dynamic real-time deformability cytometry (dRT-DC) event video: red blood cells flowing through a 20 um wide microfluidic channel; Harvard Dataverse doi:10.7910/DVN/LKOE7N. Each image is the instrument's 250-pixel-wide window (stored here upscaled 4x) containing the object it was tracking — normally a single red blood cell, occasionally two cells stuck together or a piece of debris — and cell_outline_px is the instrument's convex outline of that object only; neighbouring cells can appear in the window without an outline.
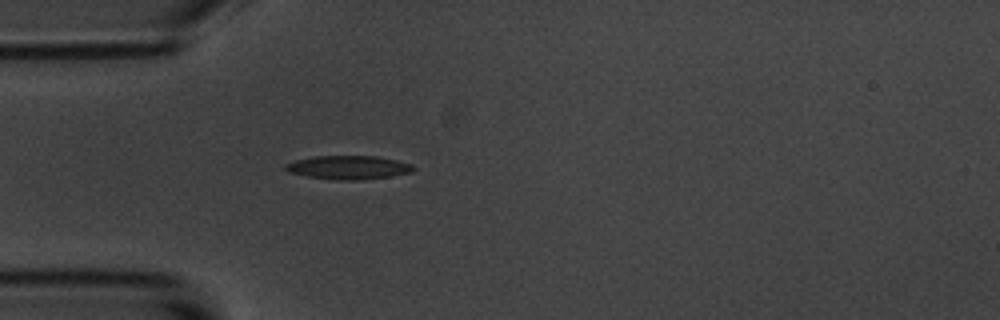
{"species": "common noctule bat (a hibernating species)", "species_latin": "Nyctalus noctula", "temperature_condition": "room temperature", "stored_images_in_passage": 41, "camera_frame_rate_fps": 3000, "um_per_image_px": 0.085, "animal": {"sex": "male", "body_mass_g": 20.1, "forearm_length_mm": 53.5}, "frame": {"image": 1, "passage_image": 1, "time_ms": 0.0, "image_size_px": [1000, 320], "cell_outline_px": [[416, 168], [412, 172], [388, 176], [360, 180], [336, 180], [308, 176], [288, 172], [284, 168], [284, 164], [296, 160], [312, 156], [376, 156], [396, 160], [412, 164]], "centroid_in_image_um": [29.6, 14.23], "position_along_channel_um": 55.4, "area_um2": 17.57}}
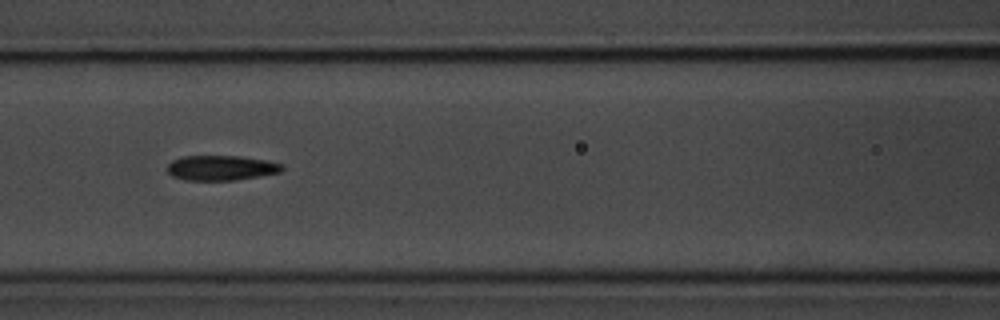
{"frame": {"image": 2, "passage_image": 9, "time_ms": 2.667, "image_size_px": [1000, 320], "cell_outline_px": [[284, 168], [280, 172], [236, 180], [184, 180], [172, 176], [168, 172], [168, 164], [172, 160], [184, 156], [240, 156], [268, 160], [280, 164]], "centroid_in_image_um": [18.78, 14.27], "position_along_channel_um": 147.8, "area_um2": 16.65}}
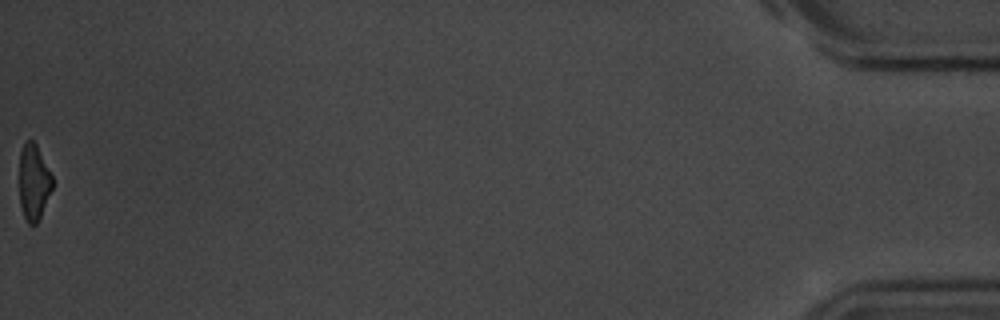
{"frame": {"image": 3, "passage_image": 41, "time_ms": 13.333, "image_size_px": [1000, 320], "cell_outline_px": [[52, 188], [40, 216], [36, 224], [28, 224], [24, 216], [20, 204], [20, 152], [24, 144], [28, 140], [32, 140], [36, 144], [52, 176]], "centroid_in_image_um": [2.86, 15.49], "position_along_channel_um": 432.3, "area_um2": 14.22}, "authors_computed_cell_mechanics": {"area_um2": 16.762, "velocity_mm_per_s": 3.6167, "shape_relaxation_time_tau1_ms": 2.854, "shape_relaxation_time_tau2_ms": 3.1901, "deformation_change_tau1": 0.1495, "deformation_change_tau2": 0.1276}}